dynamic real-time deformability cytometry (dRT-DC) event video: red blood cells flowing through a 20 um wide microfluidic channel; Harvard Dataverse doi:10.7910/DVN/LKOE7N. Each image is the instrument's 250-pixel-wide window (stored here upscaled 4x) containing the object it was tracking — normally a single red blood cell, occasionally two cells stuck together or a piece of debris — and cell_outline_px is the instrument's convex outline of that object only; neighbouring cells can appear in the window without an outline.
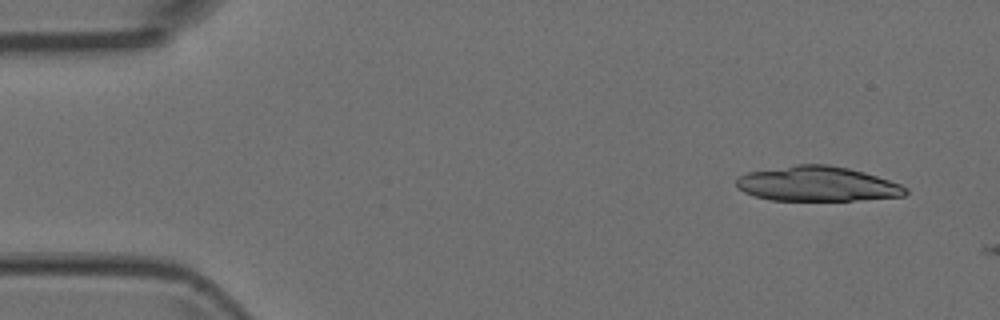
{"species": "Egyptian fruit bat (a non-hibernating species)", "species_latin": "Rousettus aegyptiacus", "temperature_condition": "room temperature", "stored_images_in_passage": 2, "camera_frame_rate_fps": 3000, "um_per_image_px": 0.085, "animal": {"sex": "female"}, "frame": {"image": 1, "passage_image": 1, "time_ms": 0.0, "image_size_px": [1000, 320], "cell_outline_px": [[908, 192], [904, 196], [852, 200], [772, 200], [756, 196], [744, 192], [736, 188], [736, 180], [740, 176], [748, 172], [796, 164], [828, 164], [848, 168], [864, 172], [900, 184], [908, 188]], "centroid_in_image_um": [69.46, 15.62], "position_along_channel_um": 15.5, "area_um2": 34.22}}